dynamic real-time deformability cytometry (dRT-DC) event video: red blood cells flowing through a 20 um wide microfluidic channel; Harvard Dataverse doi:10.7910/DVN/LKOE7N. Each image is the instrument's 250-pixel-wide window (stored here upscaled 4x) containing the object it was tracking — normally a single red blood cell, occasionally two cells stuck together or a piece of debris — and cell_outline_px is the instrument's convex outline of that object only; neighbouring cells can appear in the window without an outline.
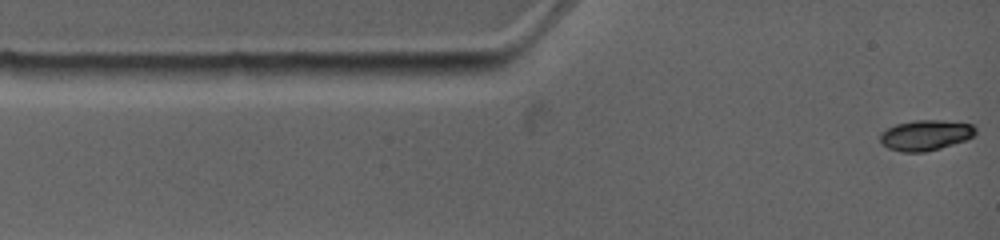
{"species": "common noctule bat (a hibernating species)", "species_latin": "Nyctalus noctula", "temperature_condition": "warm", "stored_images_in_passage": 4, "camera_frame_rate_fps": 4500, "um_per_image_px": 0.085, "animal": {"sex": "female", "body_mass_g": 19.0, "forearm_length_mm": 53.3}, "frame": {"image": 1, "passage_image": 1, "time_ms": 0.0, "image_size_px": [1000, 240], "cell_outline_px": [[976, 132], [972, 136], [964, 140], [940, 148], [924, 152], [900, 152], [888, 148], [880, 140], [880, 132], [896, 124], [912, 120], [940, 120], [972, 124], [976, 128]], "centroid_in_image_um": [78.65, 11.48], "position_along_channel_um": 6.4, "area_um2": 16.82}}
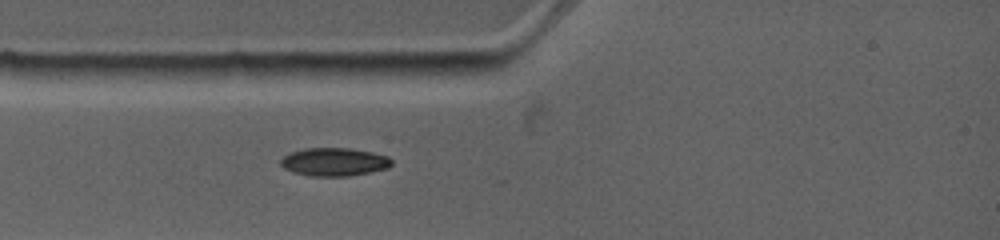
{"frame": {"image": 2, "passage_image": 4, "time_ms": 2.444, "image_size_px": [1000, 240], "cell_outline_px": [[392, 164], [388, 168], [372, 172], [348, 176], [312, 176], [292, 172], [284, 168], [280, 164], [280, 160], [288, 152], [304, 148], [352, 148], [372, 152], [388, 156], [392, 160]], "centroid_in_image_um": [28.4, 13.75], "position_along_channel_um": 56.6, "area_um2": 18.44}}